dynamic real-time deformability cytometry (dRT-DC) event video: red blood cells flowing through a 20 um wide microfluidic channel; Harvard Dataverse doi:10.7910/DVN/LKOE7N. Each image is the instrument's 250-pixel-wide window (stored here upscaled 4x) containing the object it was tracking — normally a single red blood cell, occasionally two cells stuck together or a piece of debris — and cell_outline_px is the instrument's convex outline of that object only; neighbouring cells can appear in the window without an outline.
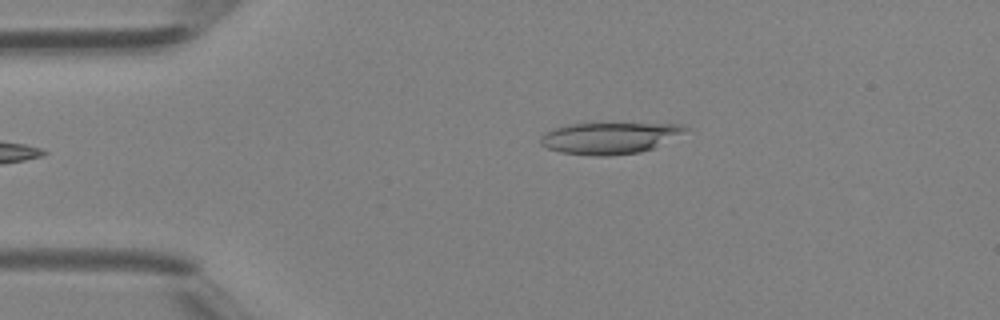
{"species": "Egyptian fruit bat (a non-hibernating species)", "species_latin": "Rousettus aegyptiacus", "temperature_condition": "room temperature", "stored_images_in_passage": 30, "camera_frame_rate_fps": 3000, "um_per_image_px": 0.085, "animal": {"sex": "female"}, "frame": {"image": 1, "passage_image": 1, "time_ms": 0.0, "image_size_px": [1000, 320], "cell_outline_px": [[688, 128], [652, 148], [640, 152], [608, 156], [596, 156], [560, 152], [548, 148], [540, 144], [540, 136], [544, 132], [552, 128], [568, 124], [680, 124]], "centroid_in_image_um": [51.67, 11.74], "position_along_channel_um": 33.3, "area_um2": 25.95}}
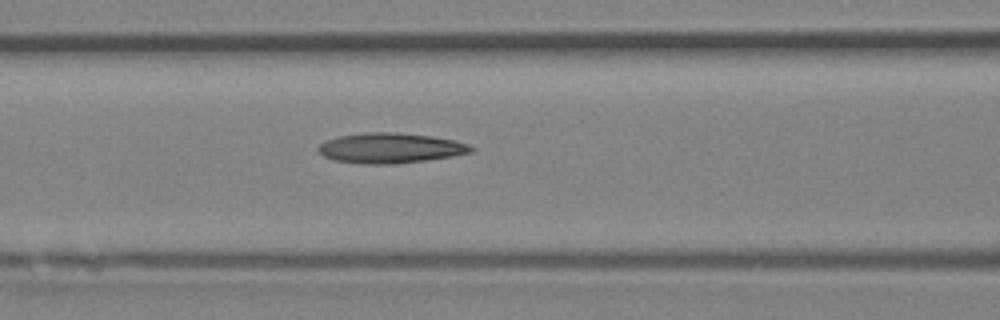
{"frame": {"image": 2, "passage_image": 10, "time_ms": 3.0, "image_size_px": [1000, 320], "cell_outline_px": [[476, 148], [472, 152], [452, 156], [396, 164], [364, 164], [332, 160], [324, 156], [316, 148], [320, 144], [328, 140], [340, 136], [364, 132], [392, 132], [432, 136], [452, 140], [468, 144]], "centroid_in_image_um": [33.17, 12.59], "position_along_channel_um": 133.4, "area_um2": 26.76}}
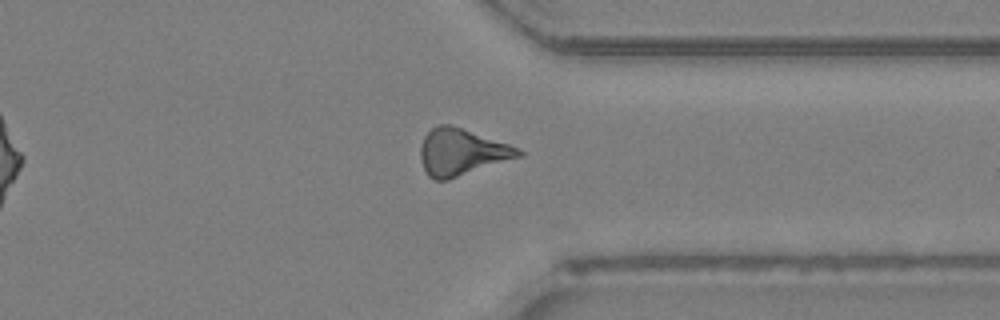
{"frame": {"image": 3, "passage_image": 25, "time_ms": 8.0, "image_size_px": [1000, 320], "cell_outline_px": [[524, 156], [448, 180], [432, 180], [428, 176], [420, 160], [420, 148], [424, 136], [436, 124], [448, 124], [520, 148], [524, 152]], "centroid_in_image_um": [39.24, 12.95], "position_along_channel_um": 372.2, "area_um2": 26.7}}